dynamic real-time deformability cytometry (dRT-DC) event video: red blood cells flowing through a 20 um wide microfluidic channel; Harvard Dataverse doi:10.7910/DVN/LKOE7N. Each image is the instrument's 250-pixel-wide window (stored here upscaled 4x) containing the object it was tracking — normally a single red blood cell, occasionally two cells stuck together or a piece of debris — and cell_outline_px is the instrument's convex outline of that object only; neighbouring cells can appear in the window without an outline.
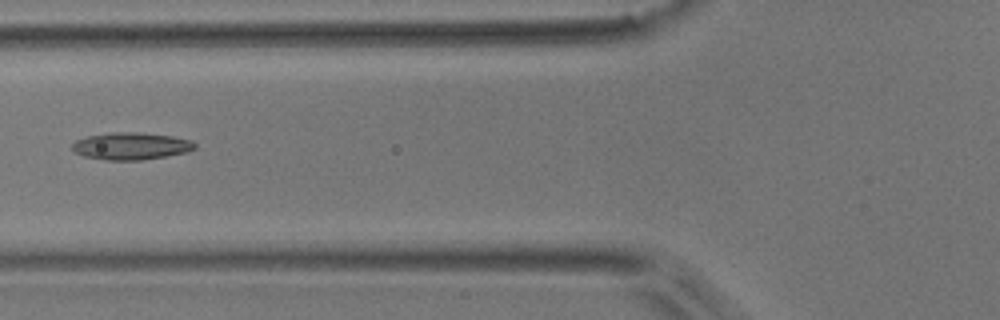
{"species": "common noctule bat (a hibernating species)", "species_latin": "Nyctalus noctula", "temperature_condition": "room temperature", "stored_images_in_passage": 4, "camera_frame_rate_fps": 3000, "um_per_image_px": 0.085, "animal": {"sex": "male", "body_mass_g": 17.9}, "frame": {"image": 1, "passage_image": 3, "time_ms": 0.667, "image_size_px": [1000, 320], "cell_outline_px": [[196, 148], [188, 152], [140, 160], [104, 160], [84, 156], [72, 152], [72, 144], [76, 140], [88, 136], [112, 132], [136, 132], [172, 136], [192, 140], [196, 144]], "centroid_in_image_um": [11.13, 12.41], "position_along_channel_um": 114.7, "area_um2": 19.48}}
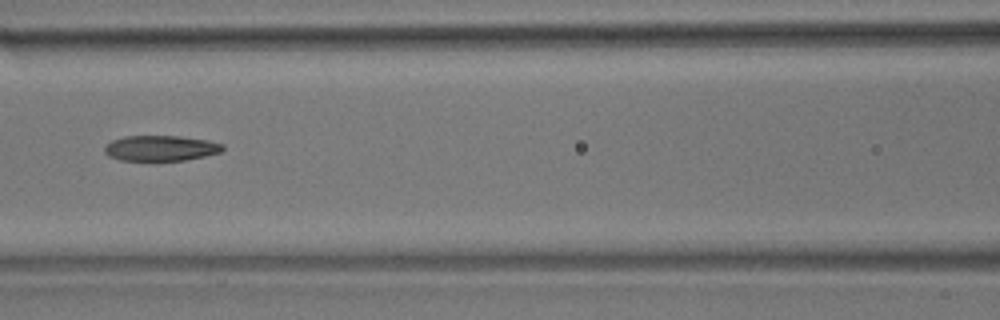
{"frame": {"image": 2, "passage_image": 4, "time_ms": 1.0, "image_size_px": [1000, 320], "cell_outline_px": [[224, 148], [220, 152], [204, 156], [184, 160], [120, 160], [108, 156], [104, 152], [104, 148], [112, 140], [124, 136], [180, 136], [208, 140], [224, 144]], "centroid_in_image_um": [13.66, 12.59], "position_along_channel_um": 152.9, "area_um2": 17.46}}